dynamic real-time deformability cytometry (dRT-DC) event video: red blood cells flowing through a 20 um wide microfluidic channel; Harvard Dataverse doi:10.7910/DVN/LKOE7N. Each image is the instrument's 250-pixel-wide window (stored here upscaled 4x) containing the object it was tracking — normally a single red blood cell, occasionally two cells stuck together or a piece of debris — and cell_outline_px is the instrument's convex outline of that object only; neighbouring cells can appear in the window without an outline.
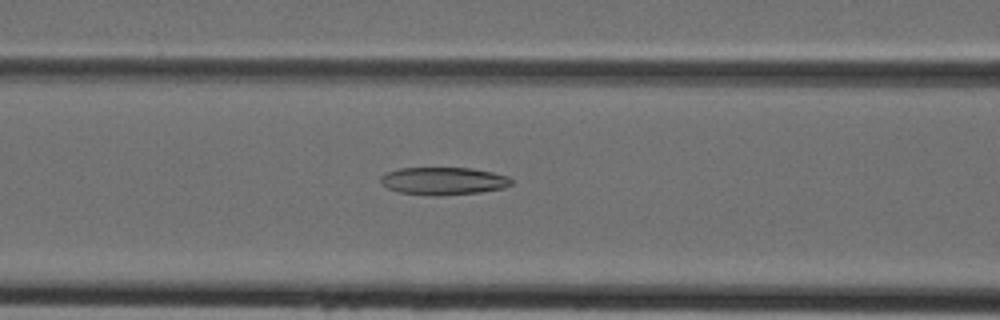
{"species": "Egyptian fruit bat (a non-hibernating species)", "species_latin": "Rousettus aegyptiacus", "temperature_condition": "cold", "stored_images_in_passage": 39, "camera_frame_rate_fps": 3000, "um_per_image_px": 0.085, "animal": {"sex": "female"}, "frame": {"image": 1, "passage_image": 13, "time_ms": 4.0, "image_size_px": [1000, 320], "cell_outline_px": [[512, 184], [504, 188], [480, 192], [436, 196], [432, 196], [400, 192], [388, 188], [380, 184], [380, 176], [384, 172], [400, 168], [472, 168], [492, 172], [508, 176], [512, 180]], "centroid_in_image_um": [37.66, 15.38], "position_along_channel_um": 128.9, "area_um2": 21.21}}
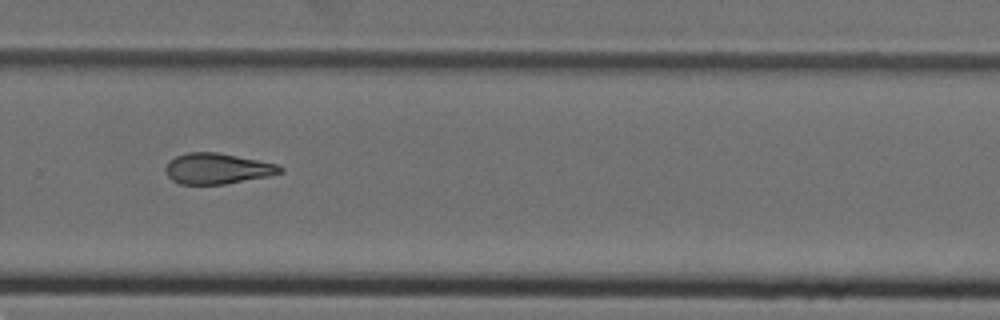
{"frame": {"image": 2, "passage_image": 25, "time_ms": 8.0, "image_size_px": [1000, 320], "cell_outline_px": [[284, 172], [268, 176], [224, 184], [180, 184], [172, 180], [168, 176], [164, 168], [168, 160], [184, 152], [216, 152], [276, 164], [284, 168]], "centroid_in_image_um": [18.43, 14.33], "position_along_channel_um": 311.4, "area_um2": 20.46}}
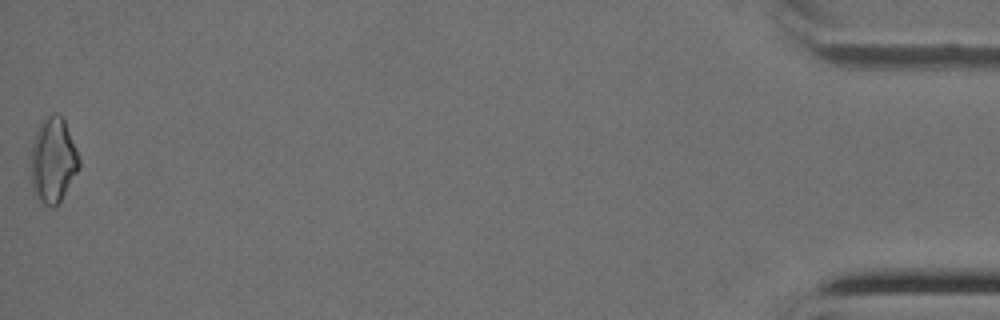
{"frame": {"image": 3, "passage_image": 39, "time_ms": 12.667, "image_size_px": [1000, 320], "cell_outline_px": [[80, 168], [60, 200], [52, 208], [44, 204], [36, 196], [32, 184], [32, 144], [36, 132], [40, 124], [48, 116], [56, 112], [64, 120], [80, 156]], "centroid_in_image_um": [4.54, 13.62], "position_along_channel_um": 430.7, "area_um2": 23.47}}